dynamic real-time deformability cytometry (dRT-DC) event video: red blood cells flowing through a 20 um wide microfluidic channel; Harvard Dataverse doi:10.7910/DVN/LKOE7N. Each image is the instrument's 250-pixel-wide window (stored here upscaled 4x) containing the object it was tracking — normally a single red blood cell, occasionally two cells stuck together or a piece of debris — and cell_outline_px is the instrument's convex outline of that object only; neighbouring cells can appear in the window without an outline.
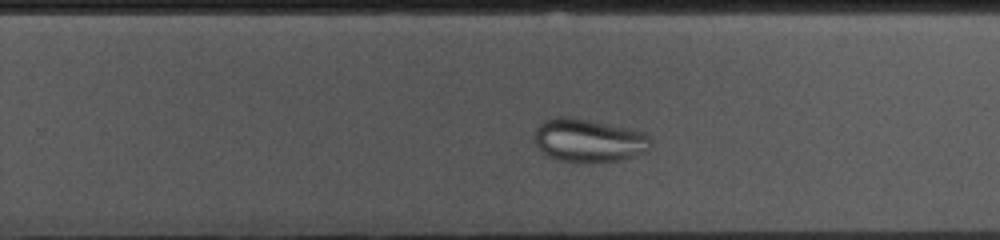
{"species": "common noctule bat (a hibernating species)", "species_latin": "Nyctalus noctula", "temperature_condition": "cold", "stored_images_in_passage": 39, "camera_frame_rate_fps": 3000, "um_per_image_px": 0.085, "animal": {"sex": "female", "body_mass_g": 10.0, "forearm_length_mm": 53.1}, "frame": {"image": 1, "passage_image": 28, "time_ms": 9.0, "image_size_px": [1000, 240], "cell_outline_px": [[652, 148], [648, 152], [620, 160], [596, 164], [556, 160], [548, 156], [532, 140], [532, 136], [536, 128], [544, 120], [552, 116], [568, 116], [588, 120], [644, 132], [652, 140]], "centroid_in_image_um": [50.03, 11.96], "position_along_channel_um": 279.8, "area_um2": 29.94}}